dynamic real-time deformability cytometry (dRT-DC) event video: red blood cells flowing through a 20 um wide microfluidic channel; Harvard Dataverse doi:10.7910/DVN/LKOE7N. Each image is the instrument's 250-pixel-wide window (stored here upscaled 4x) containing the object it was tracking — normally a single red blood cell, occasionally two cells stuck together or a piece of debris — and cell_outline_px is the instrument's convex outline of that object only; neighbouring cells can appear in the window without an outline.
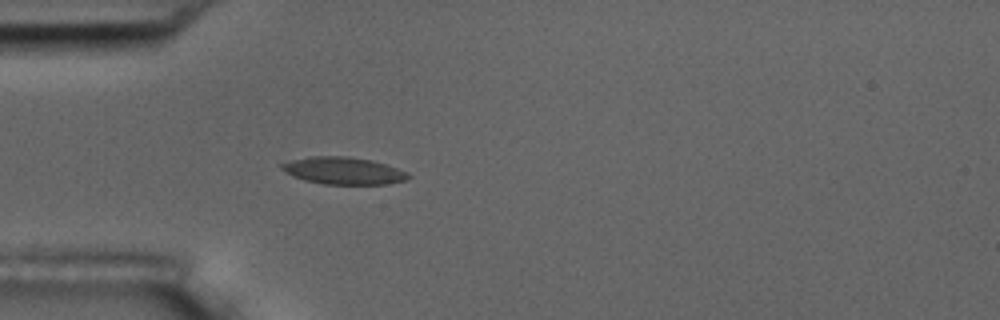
{"species": "common noctule bat (a hibernating species)", "species_latin": "Nyctalus noctula", "temperature_condition": "room temperature", "stored_images_in_passage": 55, "camera_frame_rate_fps": 3000, "um_per_image_px": 0.085, "animal": {"sex": "male", "body_mass_g": 17.5, "forearm_length_mm": 52.3}, "frame": {"image": 1, "passage_image": 16, "time_ms": 5.0, "image_size_px": [1000, 320], "cell_outline_px": [[412, 176], [408, 180], [384, 184], [324, 184], [304, 180], [292, 176], [280, 168], [280, 164], [292, 160], [308, 156], [348, 156], [372, 160], [408, 172]], "centroid_in_image_um": [29.19, 14.51], "position_along_channel_um": 55.8, "area_um2": 20.11}}